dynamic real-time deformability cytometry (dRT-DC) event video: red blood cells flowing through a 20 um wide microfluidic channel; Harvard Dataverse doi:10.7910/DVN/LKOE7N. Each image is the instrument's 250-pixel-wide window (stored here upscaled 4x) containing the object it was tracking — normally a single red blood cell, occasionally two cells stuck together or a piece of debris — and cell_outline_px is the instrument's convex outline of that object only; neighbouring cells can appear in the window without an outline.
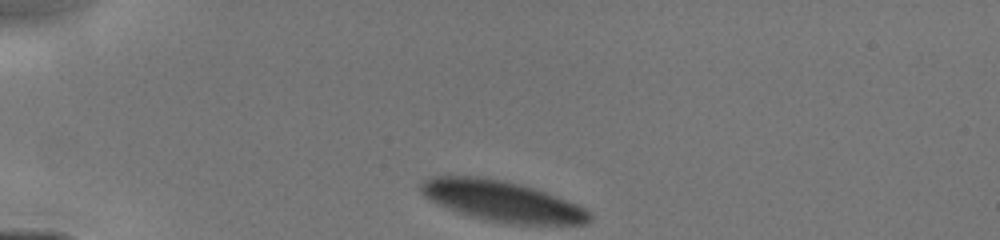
{"species": "human", "species_latin": "Homo sapiens", "temperature_condition": "cold", "stored_images_in_passage": 40, "camera_frame_rate_fps": 3000, "um_per_image_px": 0.085, "donor": {"sex": "male"}, "frame": {"image": 1, "passage_image": 1, "time_ms": 0.0, "image_size_px": [1000, 240], "cell_outline_px": [[592, 220], [588, 224], [512, 224], [484, 220], [456, 212], [436, 204], [428, 200], [420, 192], [420, 184], [424, 180], [432, 176], [480, 176], [504, 180], [520, 184], [556, 196], [576, 204], [592, 212]], "centroid_in_image_um": [42.64, 17.1], "position_along_channel_um": 42.4, "area_um2": 40.23}}
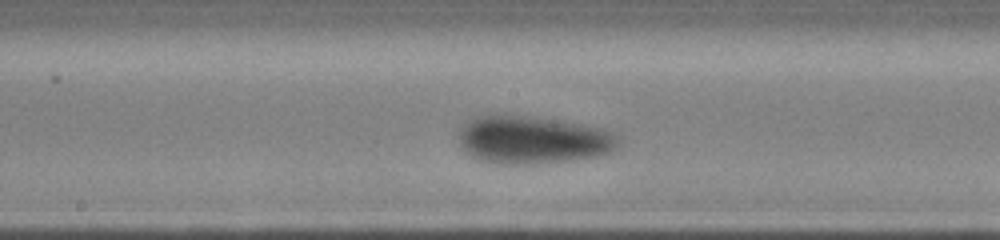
{"frame": {"image": 2, "passage_image": 17, "time_ms": 4.667, "image_size_px": [1000, 240], "cell_outline_px": [[620, 136], [616, 148], [608, 152], [596, 156], [572, 160], [532, 164], [496, 164], [472, 156], [460, 144], [460, 128], [468, 120], [476, 116], [488, 112], [496, 112], [528, 116], [584, 124], [600, 128], [612, 132]], "centroid_in_image_um": [45.25, 11.85], "position_along_channel_um": 202.9, "area_um2": 44.91}}
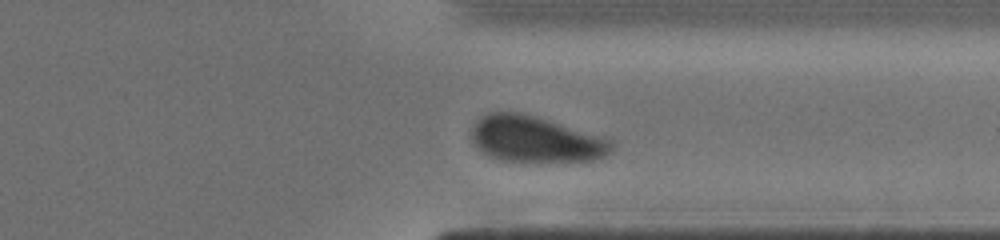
{"frame": {"image": 3, "passage_image": 36, "time_ms": 8.333, "image_size_px": [1000, 240], "cell_outline_px": [[616, 144], [612, 152], [604, 156], [592, 160], [540, 164], [532, 164], [500, 160], [476, 148], [472, 140], [472, 128], [488, 112], [520, 112], [536, 116], [604, 136], [612, 140]], "centroid_in_image_um": [45.6, 11.88], "position_along_channel_um": 365.8, "area_um2": 38.61}}